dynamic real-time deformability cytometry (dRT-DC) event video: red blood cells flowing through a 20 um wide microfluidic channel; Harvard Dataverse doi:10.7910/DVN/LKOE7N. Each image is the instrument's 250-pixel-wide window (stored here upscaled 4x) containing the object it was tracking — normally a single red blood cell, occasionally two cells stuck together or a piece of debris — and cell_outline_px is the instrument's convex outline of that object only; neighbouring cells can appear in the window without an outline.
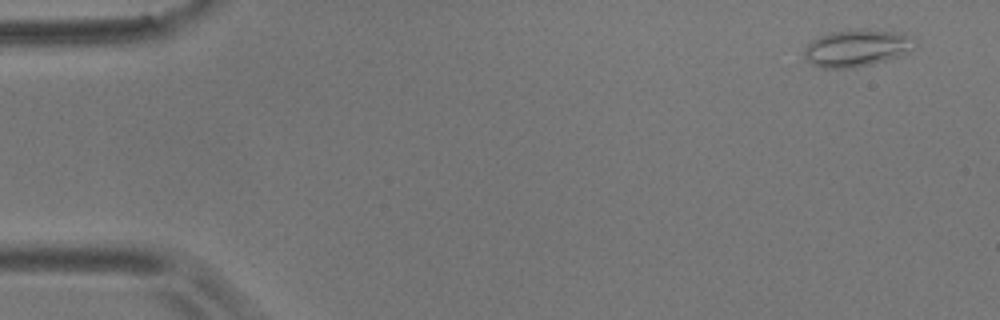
{"species": "common noctule bat (a hibernating species)", "species_latin": "Nyctalus noctula", "temperature_condition": "room temperature", "stored_images_in_passage": 4, "camera_frame_rate_fps": 3000, "um_per_image_px": 0.085, "animal": {"sex": "male", "body_mass_g": 17.9}, "frame": {"image": 1, "passage_image": 1, "time_ms": 0.0, "image_size_px": [1000, 320], "cell_outline_px": [[920, 40], [916, 48], [896, 56], [872, 64], [852, 68], [824, 68], [812, 64], [804, 56], [804, 48], [812, 40], [828, 32], [904, 32]], "centroid_in_image_um": [72.87, 4.11], "position_along_channel_um": 12.1, "area_um2": 23.24}}